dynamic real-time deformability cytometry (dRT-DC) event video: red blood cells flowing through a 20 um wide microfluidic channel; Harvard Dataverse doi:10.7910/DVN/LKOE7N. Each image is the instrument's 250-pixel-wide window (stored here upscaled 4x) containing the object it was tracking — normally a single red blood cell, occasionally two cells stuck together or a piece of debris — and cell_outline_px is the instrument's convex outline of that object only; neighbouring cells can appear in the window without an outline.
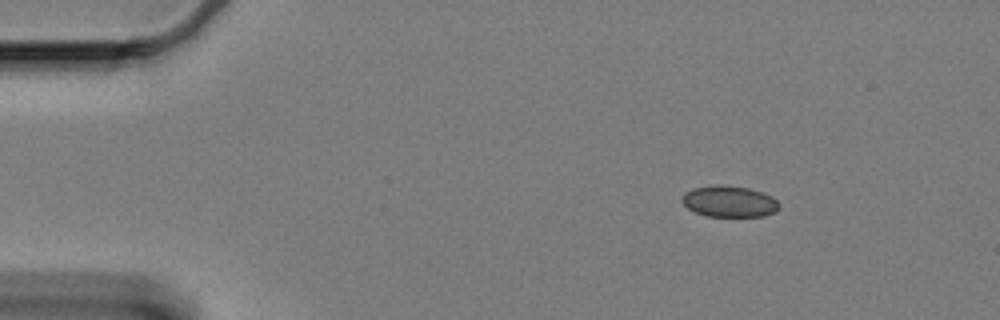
{"species": "Egyptian fruit bat (a non-hibernating species)", "species_latin": "Rousettus aegyptiacus", "temperature_condition": "cold", "stored_images_in_passage": 51, "camera_frame_rate_fps": 3000, "um_per_image_px": 0.085, "animal": {"sex": "female"}, "frame": {"image": 1, "passage_image": 1, "time_ms": 0.0, "image_size_px": [1000, 320], "cell_outline_px": [[780, 208], [776, 212], [764, 216], [704, 216], [688, 208], [680, 200], [684, 192], [692, 188], [720, 184], [748, 188], [772, 196], [780, 204]], "centroid_in_image_um": [61.98, 17.12], "position_along_channel_um": 23.0, "area_um2": 17.8}}
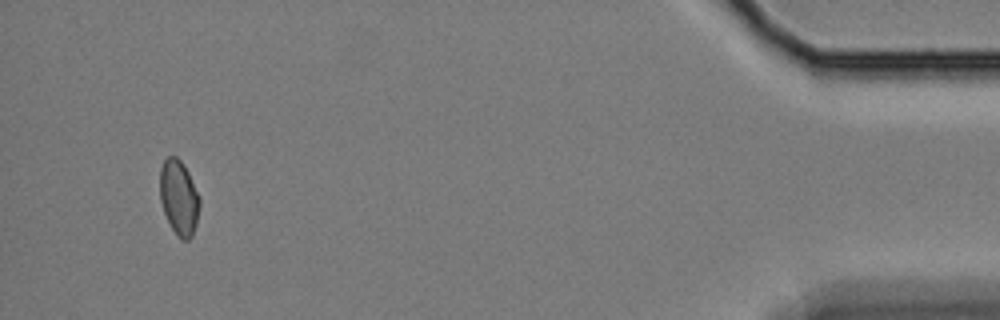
{"frame": {"image": 2, "passage_image": 50, "time_ms": 16.333, "image_size_px": [1000, 320], "cell_outline_px": [[200, 204], [196, 224], [192, 236], [188, 240], [180, 240], [176, 236], [164, 212], [160, 200], [160, 168], [164, 160], [168, 156], [176, 156], [180, 160], [188, 172], [200, 196]], "centroid_in_image_um": [15.21, 16.8], "position_along_channel_um": 420.0, "area_um2": 17.4}}